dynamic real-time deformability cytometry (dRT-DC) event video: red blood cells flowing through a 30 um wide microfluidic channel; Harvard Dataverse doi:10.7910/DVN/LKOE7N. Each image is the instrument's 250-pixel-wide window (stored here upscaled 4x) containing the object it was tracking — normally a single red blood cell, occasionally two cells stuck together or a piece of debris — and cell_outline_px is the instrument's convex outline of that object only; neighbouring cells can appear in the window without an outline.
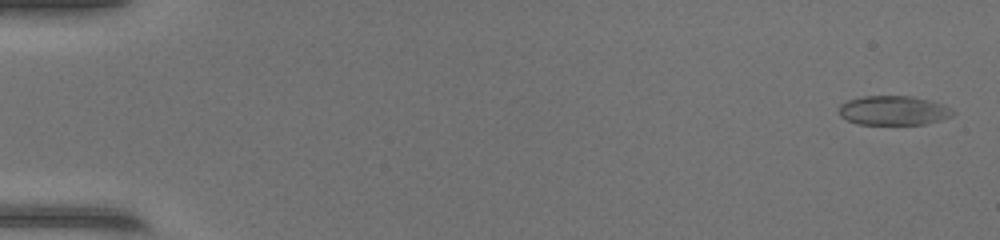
{"species": "common noctule bat (a hibernating species)", "species_latin": "Nyctalus noctula", "temperature_condition": "warm", "stored_images_in_passage": 48, "camera_frame_rate_fps": 3000, "um_per_image_px": 0.085, "animal": {"sex": "female", "body_mass_g": 17.0, "forearm_length_mm": 48.0}, "frame": {"image": 1, "passage_image": 2, "time_ms": 0.333, "image_size_px": [1000, 240], "cell_outline_px": [[956, 112], [952, 116], [928, 124], [856, 124], [840, 116], [840, 104], [848, 100], [864, 96], [912, 96], [932, 100], [952, 108]], "centroid_in_image_um": [75.99, 9.39], "position_along_channel_um": 9.0, "area_um2": 19.59}}
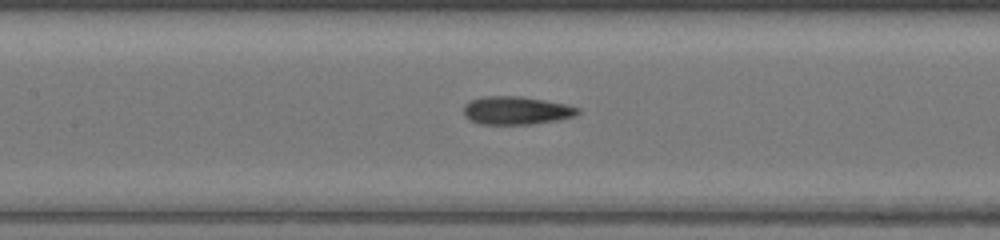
{"frame": {"image": 2, "passage_image": 24, "time_ms": 7.667, "image_size_px": [1000, 240], "cell_outline_px": [[580, 112], [576, 116], [560, 120], [532, 124], [480, 124], [468, 120], [464, 116], [464, 104], [468, 100], [484, 96], [520, 96], [568, 104], [580, 108]], "centroid_in_image_um": [43.89, 9.39], "position_along_channel_um": 163.5, "area_um2": 19.07}}
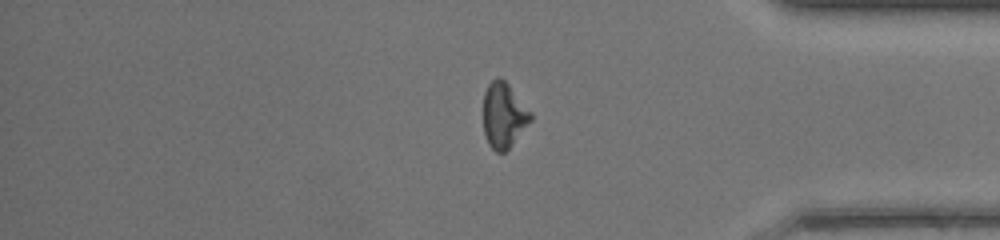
{"frame": {"image": 3, "passage_image": 41, "time_ms": 13.333, "image_size_px": [1000, 240], "cell_outline_px": [[532, 120], [512, 144], [504, 152], [496, 152], [488, 144], [484, 132], [484, 92], [488, 84], [496, 76], [500, 76], [508, 84], [532, 112]], "centroid_in_image_um": [42.82, 9.78], "position_along_channel_um": 392.4, "area_um2": 17.98}}